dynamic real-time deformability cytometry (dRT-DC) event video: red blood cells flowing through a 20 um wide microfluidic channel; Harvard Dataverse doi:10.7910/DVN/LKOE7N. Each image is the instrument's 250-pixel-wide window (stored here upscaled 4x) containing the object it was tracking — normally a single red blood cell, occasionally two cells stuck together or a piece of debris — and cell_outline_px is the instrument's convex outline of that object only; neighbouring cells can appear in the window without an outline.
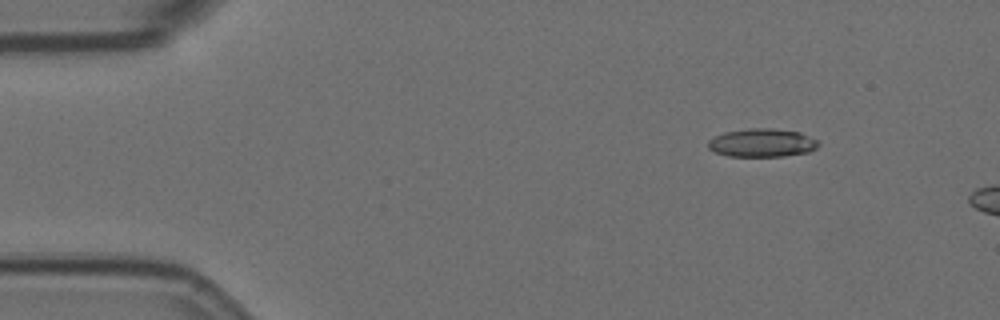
{"species": "Egyptian fruit bat (a non-hibernating species)", "species_latin": "Rousettus aegyptiacus", "temperature_condition": "room temperature", "stored_images_in_passage": 4, "camera_frame_rate_fps": 3000, "um_per_image_px": 0.085, "animal": {"sex": "female"}, "frame": {"image": 1, "passage_image": 2, "time_ms": 0.333, "image_size_px": [1000, 320], "cell_outline_px": [[820, 144], [816, 148], [808, 152], [784, 156], [728, 156], [716, 152], [708, 148], [708, 140], [724, 132], [748, 128], [772, 128], [800, 132], [816, 140]], "centroid_in_image_um": [64.77, 12.13], "position_along_channel_um": 20.2, "area_um2": 18.15}}